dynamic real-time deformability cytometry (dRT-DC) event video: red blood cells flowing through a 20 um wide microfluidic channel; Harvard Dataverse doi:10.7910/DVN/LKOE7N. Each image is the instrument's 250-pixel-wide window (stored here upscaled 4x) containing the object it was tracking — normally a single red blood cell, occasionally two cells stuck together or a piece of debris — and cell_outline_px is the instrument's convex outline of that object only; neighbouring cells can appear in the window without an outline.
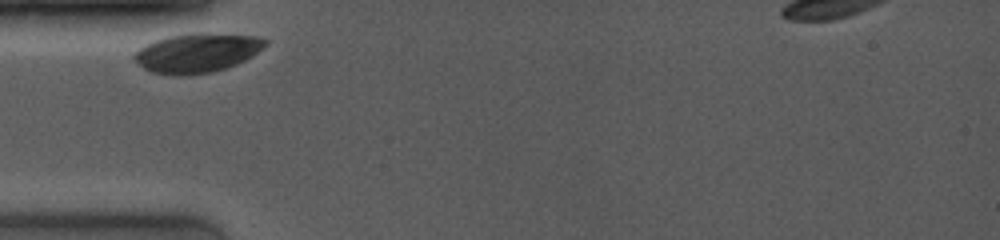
{"species": "common noctule bat (a hibernating species)", "species_latin": "Nyctalus noctula", "temperature_condition": "room temperature", "stored_images_in_passage": 19, "camera_frame_rate_fps": 4000, "um_per_image_px": 0.085, "animal": {"sex": "female", "body_mass_g": 19.0, "forearm_length_mm": 53.3}, "frame": {"image": 1, "passage_image": 1, "time_ms": 0.0, "image_size_px": [1000, 240], "cell_outline_px": [[268, 44], [252, 56], [236, 64], [212, 72], [184, 76], [176, 76], [152, 72], [144, 68], [132, 60], [132, 56], [144, 44], [168, 36], [192, 32], [204, 32], [260, 36], [268, 40]], "centroid_in_image_um": [16.75, 4.48], "position_along_channel_um": 68.3, "area_um2": 30.4}}